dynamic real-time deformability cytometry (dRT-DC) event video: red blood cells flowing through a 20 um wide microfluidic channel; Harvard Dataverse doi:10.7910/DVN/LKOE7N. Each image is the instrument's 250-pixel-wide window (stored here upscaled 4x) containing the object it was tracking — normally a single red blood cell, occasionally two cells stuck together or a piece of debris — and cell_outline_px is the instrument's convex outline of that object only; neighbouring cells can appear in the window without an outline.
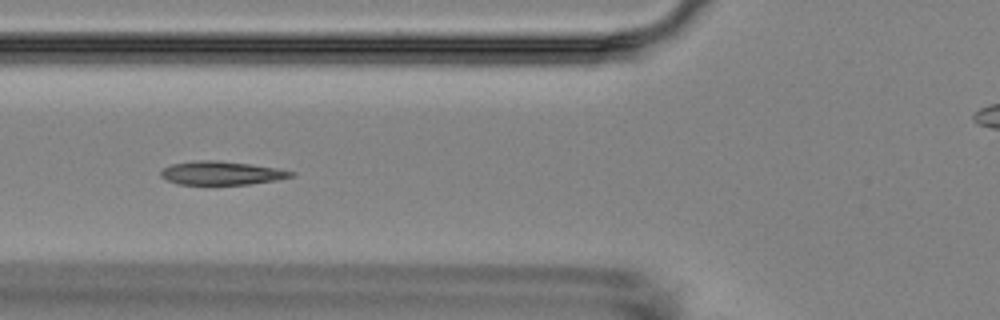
{"species": "Egyptian fruit bat (a non-hibernating species)", "species_latin": "Rousettus aegyptiacus", "temperature_condition": "room temperature", "stored_images_in_passage": 4, "camera_frame_rate_fps": 3000, "um_per_image_px": 0.085, "animal": {"sex": "female"}, "frame": {"image": 1, "passage_image": 4, "time_ms": 4.333, "image_size_px": [1000, 320], "cell_outline_px": [[296, 176], [276, 180], [248, 184], [176, 184], [160, 176], [160, 172], [164, 168], [172, 164], [196, 160], [216, 160], [248, 164], [276, 168], [296, 172]], "centroid_in_image_um": [18.84, 14.71], "position_along_channel_um": 107.0, "area_um2": 17.74}}